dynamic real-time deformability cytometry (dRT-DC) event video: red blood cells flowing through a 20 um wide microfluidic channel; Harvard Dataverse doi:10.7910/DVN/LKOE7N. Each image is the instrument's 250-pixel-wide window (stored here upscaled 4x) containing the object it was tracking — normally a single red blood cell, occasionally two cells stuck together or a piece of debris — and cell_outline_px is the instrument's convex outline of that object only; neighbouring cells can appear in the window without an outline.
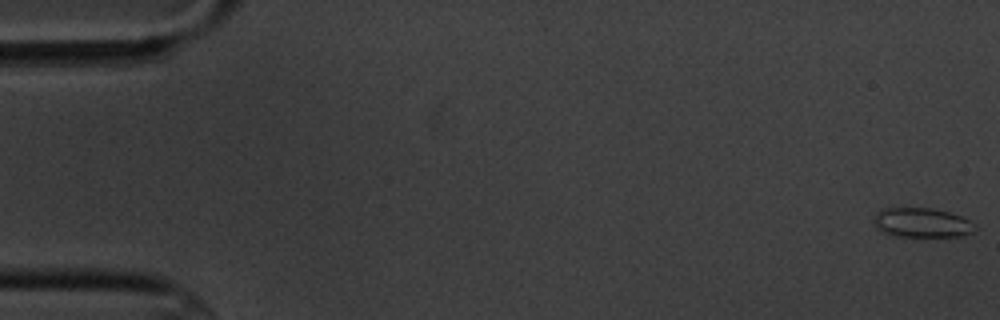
{"species": "common noctule bat (a hibernating species)", "species_latin": "Nyctalus noctula", "temperature_condition": "cold", "stored_images_in_passage": 6, "segment_of_instrument_passage": [2, 2], "camera_frame_rate_fps": 3000, "um_per_image_px": 0.085, "animal": {"sex": "male", "body_mass_g": 20.1, "forearm_length_mm": 53.5}, "frame": {"image": 1, "passage_image": 6, "time_ms": 6.667, "image_size_px": [1000, 320], "cell_outline_px": [[976, 228], [972, 232], [960, 236], [892, 236], [880, 232], [876, 228], [872, 216], [880, 208], [932, 208], [964, 216], [976, 224]], "centroid_in_image_um": [78.32, 18.92], "position_along_channel_um": 6.7, "area_um2": 17.74}}